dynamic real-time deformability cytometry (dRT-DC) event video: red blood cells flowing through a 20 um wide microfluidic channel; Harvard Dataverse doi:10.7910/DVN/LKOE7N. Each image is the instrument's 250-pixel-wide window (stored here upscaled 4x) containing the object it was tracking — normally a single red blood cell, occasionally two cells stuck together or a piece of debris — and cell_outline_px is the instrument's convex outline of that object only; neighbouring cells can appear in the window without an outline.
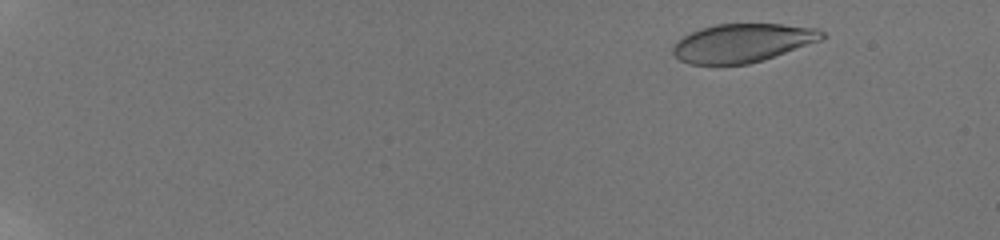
{"species": "human", "species_latin": "Homo sapiens", "temperature_condition": "room temperature", "stored_images_in_passage": 31, "camera_frame_rate_fps": 3000, "um_per_image_px": 0.085, "donor": {"sex": "male"}, "frame": {"image": 1, "passage_image": 3, "time_ms": 2.0, "image_size_px": [1000, 240], "cell_outline_px": [[828, 36], [820, 40], [764, 60], [748, 64], [692, 64], [680, 60], [672, 52], [672, 48], [684, 36], [700, 28], [716, 24], [784, 24], [816, 28], [824, 32]], "centroid_in_image_um": [63.15, 3.64], "position_along_channel_um": 21.9, "area_um2": 33.23}}
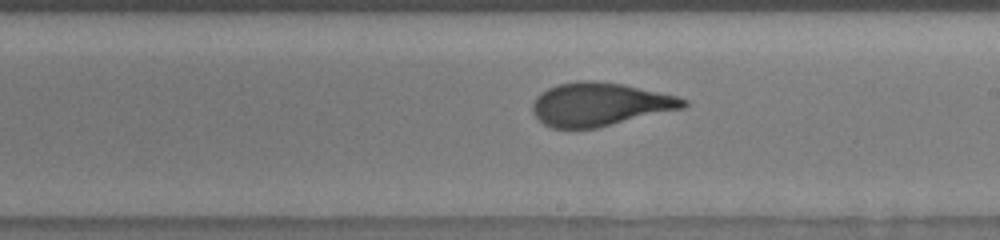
{"frame": {"image": 2, "passage_image": 25, "time_ms": 12.0, "image_size_px": [1000, 240], "cell_outline_px": [[688, 104], [684, 108], [596, 128], [552, 128], [544, 124], [532, 112], [532, 104], [536, 96], [540, 92], [556, 84], [576, 80], [596, 80], [624, 84], [676, 96], [688, 100]], "centroid_in_image_um": [50.96, 8.85], "position_along_channel_um": 238.0, "area_um2": 38.21}}
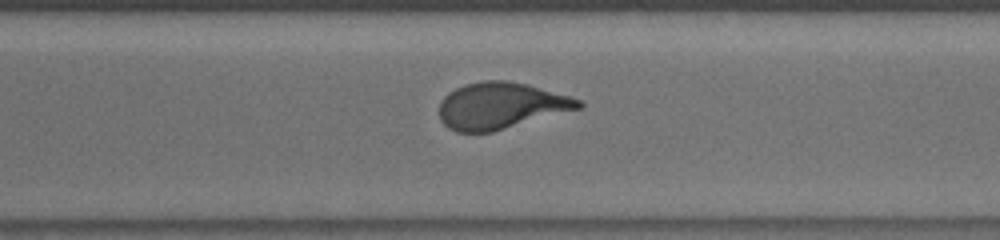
{"frame": {"image": 3, "passage_image": 31, "time_ms": 14.333, "image_size_px": [1000, 240], "cell_outline_px": [[584, 104], [580, 108], [492, 132], [456, 132], [448, 128], [440, 120], [440, 100], [448, 92], [464, 84], [484, 80], [504, 80], [528, 84], [568, 96], [580, 100]], "centroid_in_image_um": [42.52, 8.98], "position_along_channel_um": 328.1, "area_um2": 37.57}}